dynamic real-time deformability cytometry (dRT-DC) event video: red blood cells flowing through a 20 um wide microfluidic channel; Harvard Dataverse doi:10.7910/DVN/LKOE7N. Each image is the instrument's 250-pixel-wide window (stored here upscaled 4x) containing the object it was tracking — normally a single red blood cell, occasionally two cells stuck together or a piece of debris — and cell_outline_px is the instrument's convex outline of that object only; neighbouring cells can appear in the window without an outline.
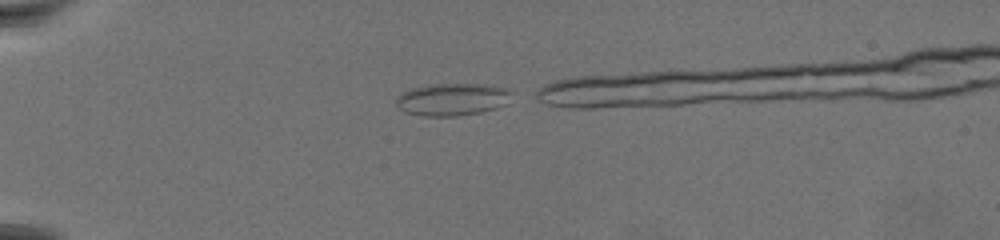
{"species": "common noctule bat (a hibernating species)", "species_latin": "Nyctalus noctula", "temperature_condition": "warm", "stored_images_in_passage": 42, "camera_frame_rate_fps": 3000, "um_per_image_px": 0.085, "animal": {"sex": "female", "body_mass_g": 19.5, "forearm_length_mm": 54.1}, "frame": {"image": 1, "passage_image": 1, "time_ms": 0.0, "image_size_px": [1000, 240], "cell_outline_px": [[512, 92], [508, 104], [496, 108], [480, 112], [456, 116], [424, 116], [404, 112], [396, 104], [396, 96], [412, 88], [432, 84], [484, 84], [508, 88]], "centroid_in_image_um": [38.47, 8.44], "position_along_channel_um": 46.5, "area_um2": 21.91}}
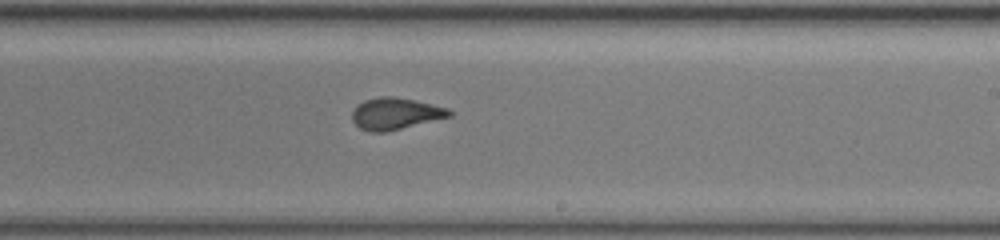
{"frame": {"image": 2, "passage_image": 26, "time_ms": 8.333, "image_size_px": [1000, 240], "cell_outline_px": [[452, 116], [384, 132], [368, 132], [360, 128], [352, 120], [352, 112], [356, 104], [364, 100], [380, 96], [392, 96], [416, 100], [448, 108], [452, 112]], "centroid_in_image_um": [33.58, 9.65], "position_along_channel_um": 255.4, "area_um2": 17.98}}
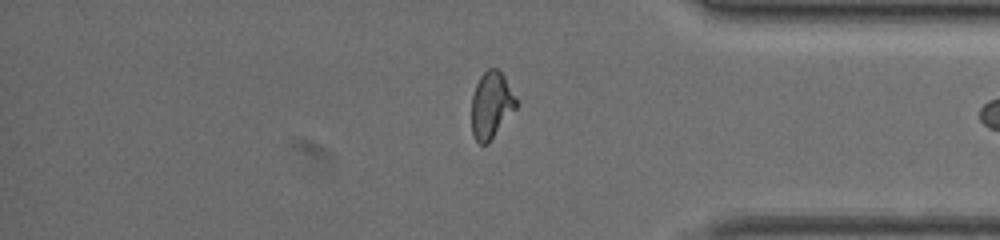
{"frame": {"image": 3, "passage_image": 41, "time_ms": 13.333, "image_size_px": [1000, 240], "cell_outline_px": [[516, 108], [488, 144], [480, 144], [476, 140], [472, 132], [472, 96], [476, 84], [480, 76], [488, 68], [496, 68], [504, 76], [516, 100]], "centroid_in_image_um": [41.74, 8.94], "position_along_channel_um": 393.5, "area_um2": 17.05}}